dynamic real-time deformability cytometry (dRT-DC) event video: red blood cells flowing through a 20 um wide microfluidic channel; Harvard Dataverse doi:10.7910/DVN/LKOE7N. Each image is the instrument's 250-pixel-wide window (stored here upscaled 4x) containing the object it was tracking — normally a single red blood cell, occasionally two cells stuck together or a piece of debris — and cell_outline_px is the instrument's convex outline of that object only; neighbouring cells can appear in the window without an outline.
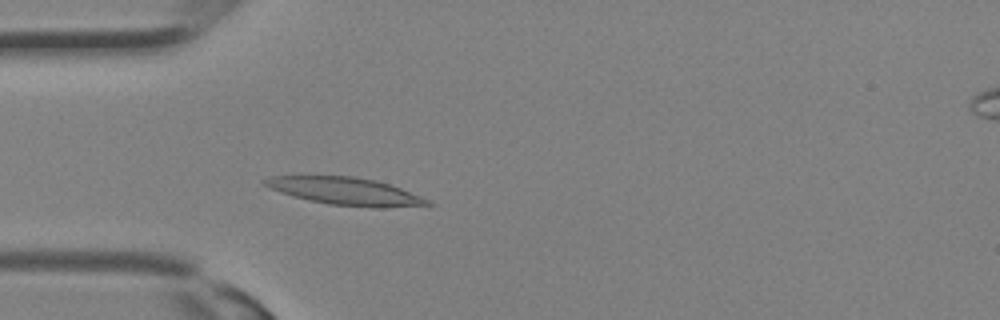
{"species": "Egyptian fruit bat (a non-hibernating species)", "species_latin": "Rousettus aegyptiacus", "temperature_condition": "room temperature", "stored_images_in_passage": 15, "camera_frame_rate_fps": 3000, "um_per_image_px": 0.085, "animal": {"sex": "female"}, "frame": {"image": 1, "passage_image": 7, "time_ms": 2.0, "image_size_px": [1000, 320], "cell_outline_px": [[436, 204], [380, 208], [372, 208], [328, 204], [292, 196], [272, 188], [264, 184], [260, 180], [272, 176], [352, 176], [376, 180], [400, 188], [420, 196]], "centroid_in_image_um": [29.36, 16.26], "position_along_channel_um": 55.6, "area_um2": 25.84}}
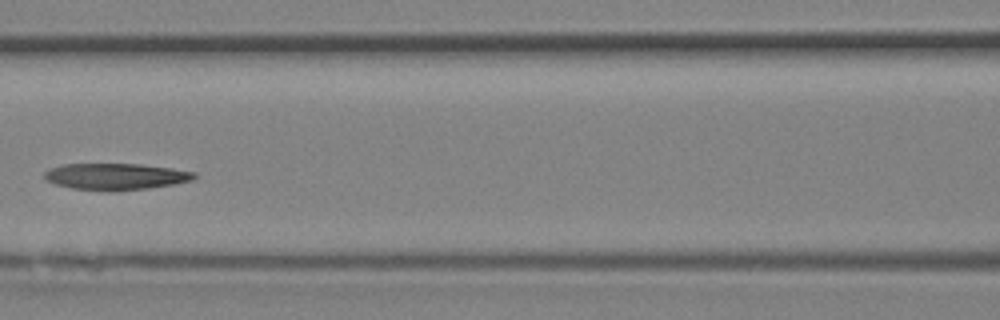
{"frame": {"image": 2, "passage_image": 12, "time_ms": 3.667, "image_size_px": [1000, 320], "cell_outline_px": [[196, 176], [192, 180], [172, 184], [148, 188], [112, 192], [108, 192], [72, 188], [56, 184], [48, 180], [44, 176], [44, 172], [48, 168], [64, 164], [140, 164], [172, 168], [196, 172]], "centroid_in_image_um": [9.82, 15.01], "position_along_channel_um": 156.8, "area_um2": 23.24}}
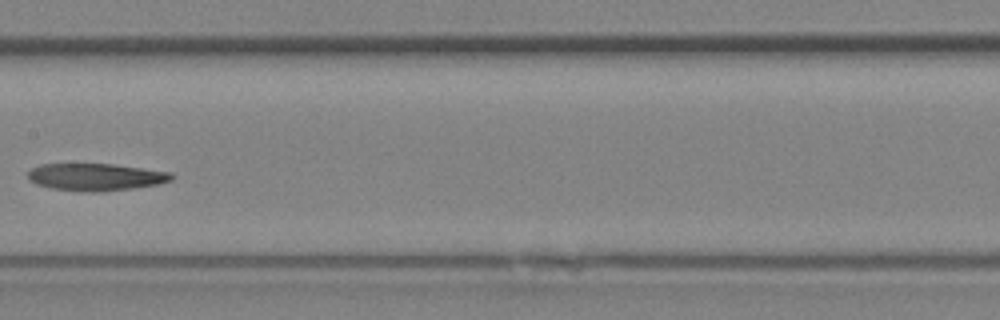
{"frame": {"image": 3, "passage_image": 14, "time_ms": 4.333, "image_size_px": [1000, 320], "cell_outline_px": [[172, 180], [160, 184], [132, 188], [96, 192], [92, 192], [52, 188], [36, 184], [28, 180], [28, 172], [32, 168], [40, 164], [112, 164], [172, 172]], "centroid_in_image_um": [8.14, 15.04], "position_along_channel_um": 199.3, "area_um2": 22.66}}